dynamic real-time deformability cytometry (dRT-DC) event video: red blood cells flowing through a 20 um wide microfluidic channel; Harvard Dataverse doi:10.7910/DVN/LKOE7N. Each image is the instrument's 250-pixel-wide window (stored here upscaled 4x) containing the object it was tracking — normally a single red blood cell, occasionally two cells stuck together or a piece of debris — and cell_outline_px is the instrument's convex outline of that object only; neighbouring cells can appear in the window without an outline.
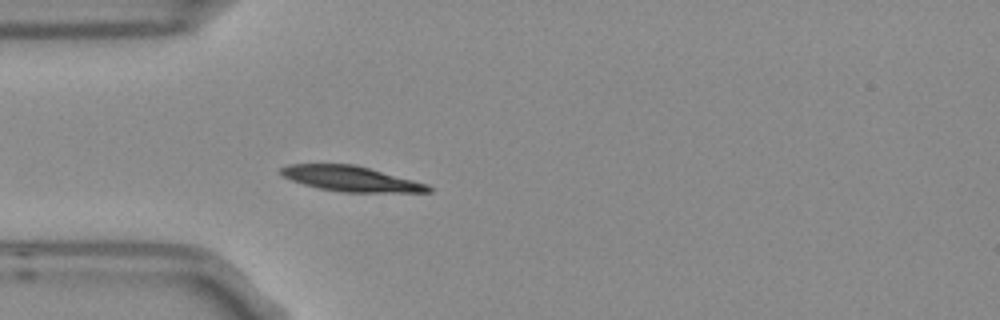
{"species": "Egyptian fruit bat (a non-hibernating species)", "species_latin": "Rousettus aegyptiacus", "temperature_condition": "room temperature", "stored_images_in_passage": 4, "camera_frame_rate_fps": 3000, "um_per_image_px": 0.085, "frame": {"image": 1, "passage_image": 4, "time_ms": 1.0, "image_size_px": [1000, 320], "cell_outline_px": [[432, 192], [344, 192], [320, 188], [304, 184], [292, 180], [284, 176], [280, 172], [280, 168], [288, 164], [352, 164], [368, 168], [428, 184], [432, 188]], "centroid_in_image_um": [29.83, 15.19], "position_along_channel_um": 55.2, "area_um2": 21.33}}